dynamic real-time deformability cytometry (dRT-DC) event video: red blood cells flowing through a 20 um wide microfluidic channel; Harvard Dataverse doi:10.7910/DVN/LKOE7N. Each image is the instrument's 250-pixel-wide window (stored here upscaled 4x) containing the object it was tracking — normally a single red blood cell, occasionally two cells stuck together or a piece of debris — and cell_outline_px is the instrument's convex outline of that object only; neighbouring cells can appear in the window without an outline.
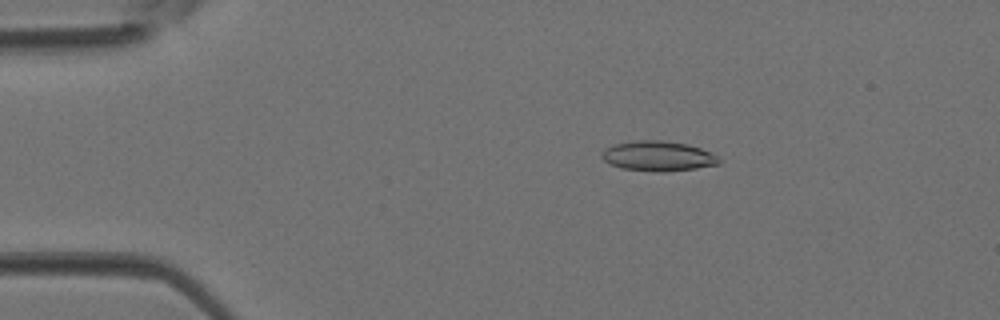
{"species": "Egyptian fruit bat (a non-hibernating species)", "species_latin": "Rousettus aegyptiacus", "temperature_condition": "room temperature", "stored_images_in_passage": 3, "segment_of_instrument_passage": [1, 2], "camera_frame_rate_fps": 3000, "um_per_image_px": 0.085, "animal": {"sex": "female"}, "frame": {"image": 1, "passage_image": 1, "time_ms": 0.0, "image_size_px": [1000, 320], "cell_outline_px": [[720, 164], [696, 168], [664, 172], [620, 168], [604, 160], [600, 156], [612, 144], [636, 140], [660, 140], [688, 144], [712, 152], [720, 160]], "centroid_in_image_um": [55.96, 13.26], "position_along_channel_um": 29.0, "area_um2": 20.35}}